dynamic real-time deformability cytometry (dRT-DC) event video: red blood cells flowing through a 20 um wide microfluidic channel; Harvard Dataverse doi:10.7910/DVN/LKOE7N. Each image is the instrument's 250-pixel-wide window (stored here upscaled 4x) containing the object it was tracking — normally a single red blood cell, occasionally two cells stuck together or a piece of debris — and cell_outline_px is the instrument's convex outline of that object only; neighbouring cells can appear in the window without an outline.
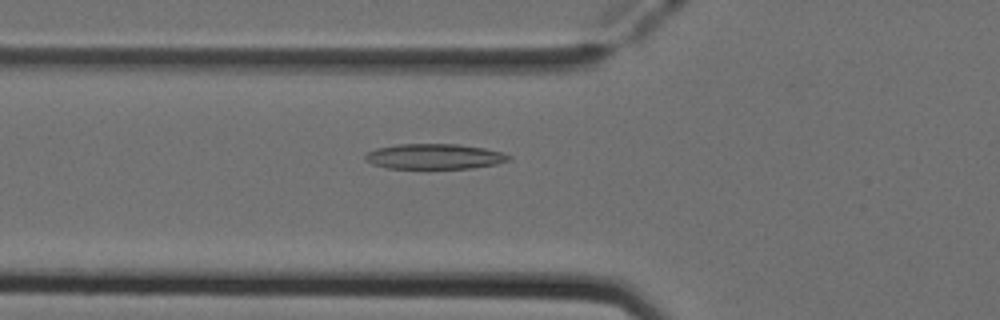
{"species": "Egyptian fruit bat (a non-hibernating species)", "species_latin": "Rousettus aegyptiacus", "temperature_condition": "cold", "stored_images_in_passage": 52, "camera_frame_rate_fps": 3000, "um_per_image_px": 0.085, "animal": {"sex": "female"}, "frame": {"image": 1, "passage_image": 19, "time_ms": 6.0, "image_size_px": [1000, 320], "cell_outline_px": [[512, 160], [496, 164], [472, 168], [388, 168], [372, 164], [364, 160], [364, 156], [368, 152], [376, 148], [400, 144], [456, 144], [484, 148], [504, 152], [512, 156]], "centroid_in_image_um": [36.96, 13.3], "position_along_channel_um": 88.8, "area_um2": 21.21}}
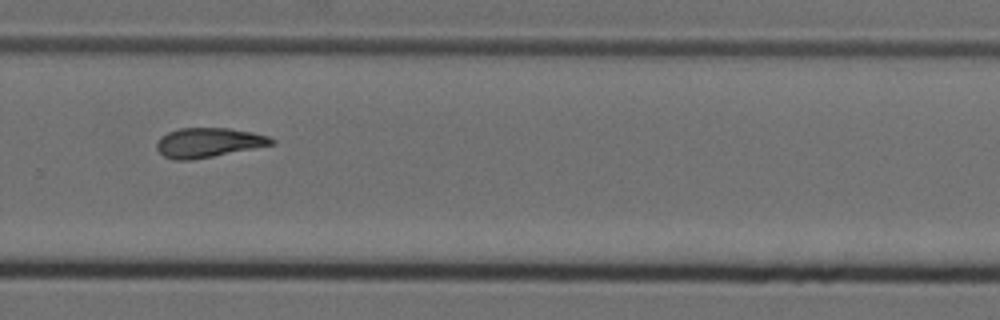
{"frame": {"image": 2, "passage_image": 36, "time_ms": 11.667, "image_size_px": [1000, 320], "cell_outline_px": [[276, 140], [272, 144], [192, 160], [176, 160], [164, 156], [156, 148], [156, 144], [160, 136], [168, 132], [180, 128], [228, 128], [252, 132], [268, 136]], "centroid_in_image_um": [17.67, 12.11], "position_along_channel_um": 312.1, "area_um2": 19.48}}
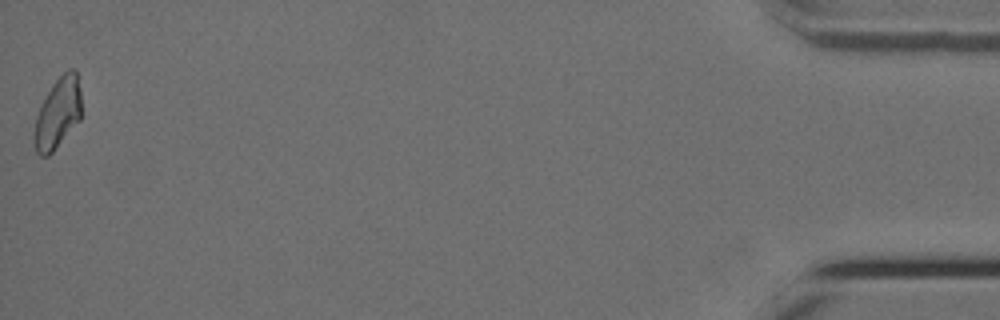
{"frame": {"image": 3, "passage_image": 52, "time_ms": 17.0, "image_size_px": [1000, 320], "cell_outline_px": [[80, 120], [52, 152], [48, 156], [40, 156], [36, 152], [36, 116], [52, 84], [68, 68], [76, 68], [80, 92]], "centroid_in_image_um": [4.95, 9.58], "position_along_channel_um": 430.3, "area_um2": 18.84}, "authors_computed_cell_mechanics": {"area_um2": 20.2011, "velocity_mm_per_s": 3.939, "shape_relaxation_time_tau1_ms": 11.2015, "shape_relaxation_time_tau2_ms": 7.224, "deformation_change_tau1": 0.2637, "deformation_change_tau2": 0.1721}}